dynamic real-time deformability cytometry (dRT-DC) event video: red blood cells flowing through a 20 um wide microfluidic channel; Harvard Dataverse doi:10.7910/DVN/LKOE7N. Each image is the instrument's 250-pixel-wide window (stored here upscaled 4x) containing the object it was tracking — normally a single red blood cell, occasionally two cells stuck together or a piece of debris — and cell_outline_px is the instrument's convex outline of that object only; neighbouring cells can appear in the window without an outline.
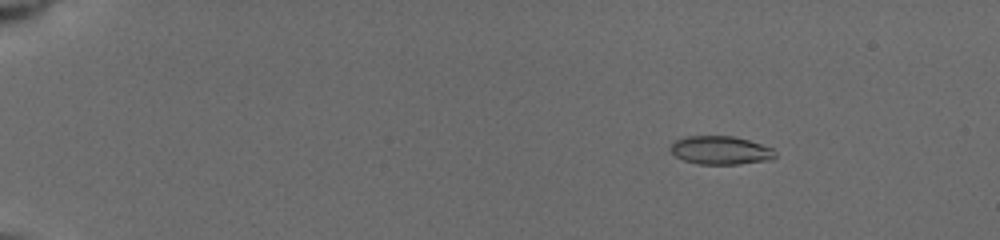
{"species": "common noctule bat (a hibernating species)", "species_latin": "Nyctalus noctula", "temperature_condition": "cold", "stored_images_in_passage": 31, "camera_frame_rate_fps": 3000, "um_per_image_px": 0.085, "animal": {"sex": "female", "body_mass_g": 19.5, "forearm_length_mm": 54.1}, "frame": {"image": 1, "passage_image": 3, "time_ms": 0.667, "image_size_px": [1000, 240], "cell_outline_px": [[776, 156], [772, 160], [740, 164], [700, 164], [684, 160], [676, 156], [668, 148], [672, 140], [684, 136], [732, 136], [748, 140], [772, 148], [776, 152]], "centroid_in_image_um": [61.22, 12.77], "position_along_channel_um": 23.8, "area_um2": 17.51}}
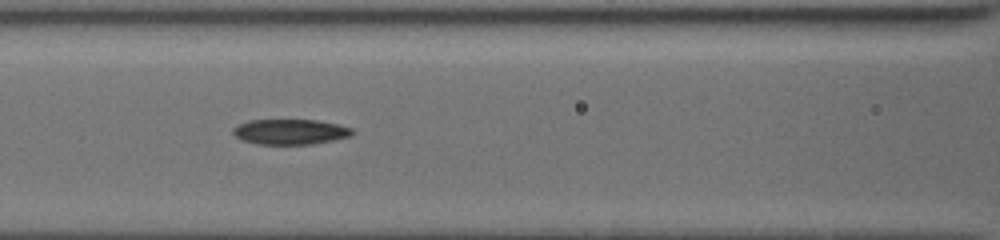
{"frame": {"image": 2, "passage_image": 19, "time_ms": 6.667, "image_size_px": [1000, 240], "cell_outline_px": [[356, 132], [348, 136], [332, 140], [308, 144], [256, 144], [240, 140], [232, 132], [232, 128], [248, 120], [316, 120], [336, 124], [352, 128]], "centroid_in_image_um": [24.63, 11.2], "position_along_channel_um": 142.0, "area_um2": 17.46}}
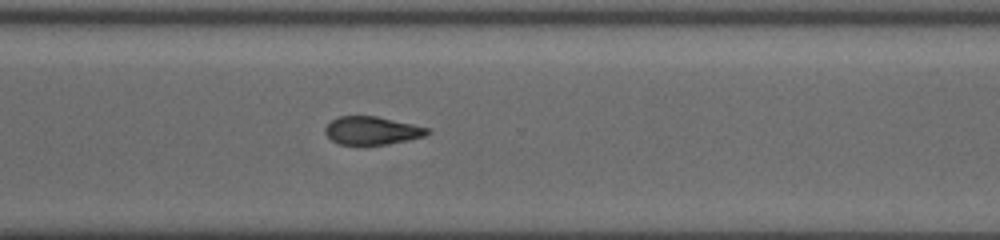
{"frame": {"image": 3, "passage_image": 31, "time_ms": 11.667, "image_size_px": [1000, 240], "cell_outline_px": [[432, 132], [424, 136], [408, 140], [384, 144], [340, 144], [332, 140], [324, 132], [324, 128], [332, 120], [340, 116], [376, 116], [412, 124], [428, 128]], "centroid_in_image_um": [31.61, 11.09], "position_along_channel_um": 339.0, "area_um2": 16.47}}